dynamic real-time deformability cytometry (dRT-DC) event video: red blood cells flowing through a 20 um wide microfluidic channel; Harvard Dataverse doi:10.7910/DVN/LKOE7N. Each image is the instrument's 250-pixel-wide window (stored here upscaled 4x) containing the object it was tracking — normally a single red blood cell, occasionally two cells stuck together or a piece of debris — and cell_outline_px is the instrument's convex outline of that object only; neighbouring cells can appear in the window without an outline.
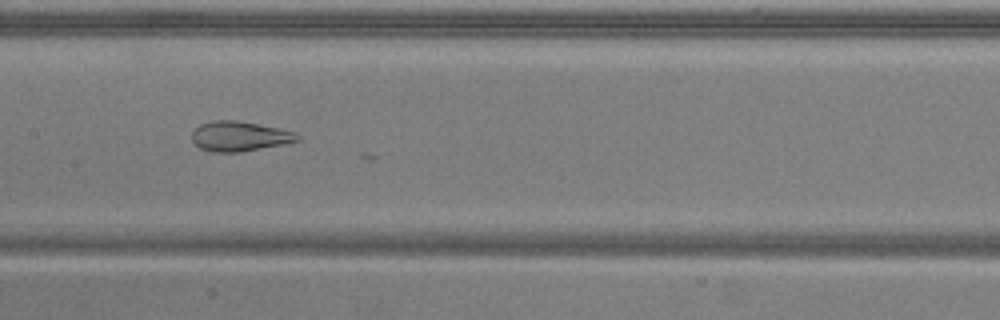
{"species": "common noctule bat (a hibernating species)", "species_latin": "Nyctalus noctula", "temperature_condition": "warm", "stored_images_in_passage": 41, "camera_frame_rate_fps": 3000, "um_per_image_px": 0.085, "animal": {"sex": "male", "body_mass_g": 20.5, "forearm_length_mm": 52.5}, "frame": {"image": 1, "passage_image": 14, "time_ms": 4.333, "image_size_px": [1000, 320], "cell_outline_px": [[300, 140], [284, 144], [240, 152], [212, 152], [200, 148], [192, 140], [192, 132], [200, 124], [212, 120], [236, 120], [280, 128], [296, 132], [300, 136]], "centroid_in_image_um": [20.37, 11.58], "position_along_channel_um": 187.0, "area_um2": 18.44}}
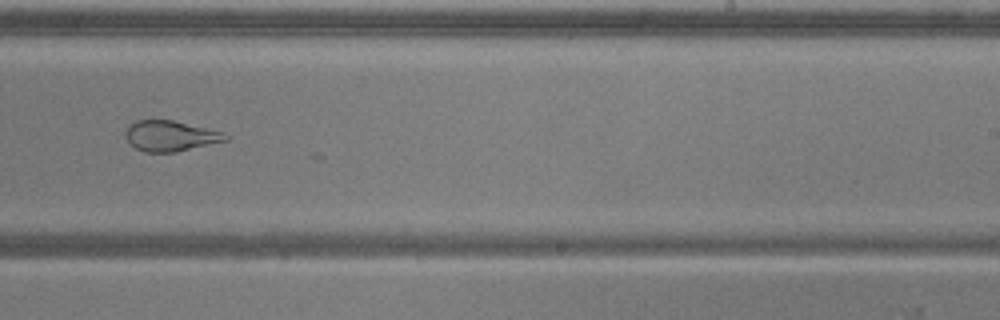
{"frame": {"image": 2, "passage_image": 21, "time_ms": 6.667, "image_size_px": [1000, 320], "cell_outline_px": [[228, 140], [176, 152], [144, 152], [136, 148], [124, 136], [124, 132], [128, 124], [136, 120], [172, 120], [220, 132], [228, 136]], "centroid_in_image_um": [14.41, 11.55], "position_along_channel_um": 274.6, "area_um2": 17.57}, "authors_computed_cell_mechanics": {"area_um2": 19.8832, "velocity_mm_per_s": 3.7668, "shape_relaxation_time_tau1_ms": 7.9694, "shape_relaxation_time_tau2_ms": null, "deformation_change_tau1": 0.1751, "deformation_change_tau2": null}}